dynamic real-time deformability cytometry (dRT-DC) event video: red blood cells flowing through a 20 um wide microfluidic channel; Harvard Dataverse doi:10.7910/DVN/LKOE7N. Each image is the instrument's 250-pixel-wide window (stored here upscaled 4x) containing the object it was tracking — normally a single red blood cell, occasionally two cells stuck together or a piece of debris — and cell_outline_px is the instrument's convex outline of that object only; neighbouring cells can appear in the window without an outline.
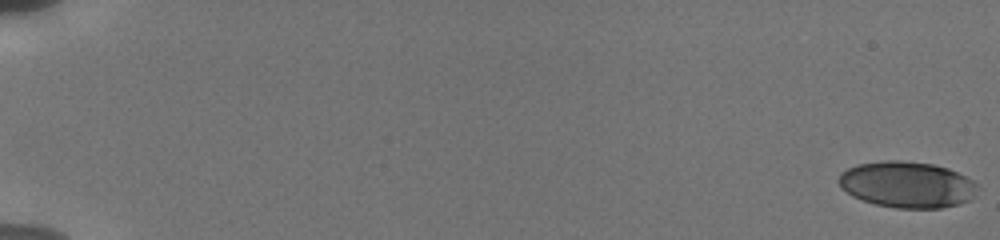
{"species": "human", "species_latin": "Homo sapiens", "temperature_condition": "cold", "stored_images_in_passage": 56, "camera_frame_rate_fps": 3000, "um_per_image_px": 0.085, "donor": {"sex": "male"}, "frame": {"image": 1, "passage_image": 1, "time_ms": 0.0, "image_size_px": [1000, 240], "cell_outline_px": [[976, 184], [972, 196], [968, 200], [960, 204], [940, 208], [896, 208], [876, 204], [852, 196], [840, 188], [836, 180], [840, 172], [856, 164], [884, 160], [900, 160], [932, 164], [948, 168], [972, 180]], "centroid_in_image_um": [77.02, 15.68], "position_along_channel_um": 8.0, "area_um2": 37.34}}
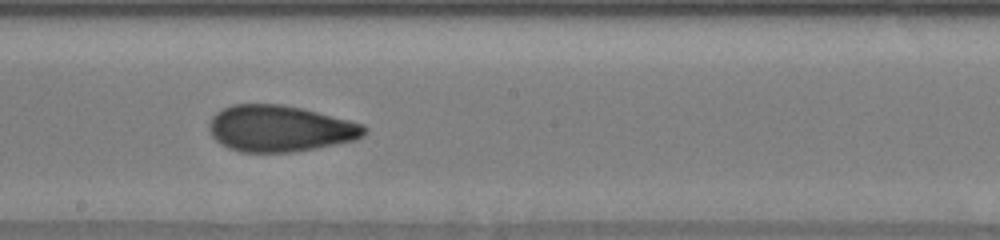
{"frame": {"image": 2, "passage_image": 34, "time_ms": 11.0, "image_size_px": [1000, 240], "cell_outline_px": [[368, 132], [364, 136], [356, 140], [316, 148], [292, 152], [240, 152], [228, 148], [220, 144], [212, 136], [208, 128], [208, 124], [212, 116], [216, 112], [232, 104], [280, 104], [300, 108], [364, 124], [368, 128]], "centroid_in_image_um": [23.79, 10.93], "position_along_channel_um": 224.4, "area_um2": 42.02}}
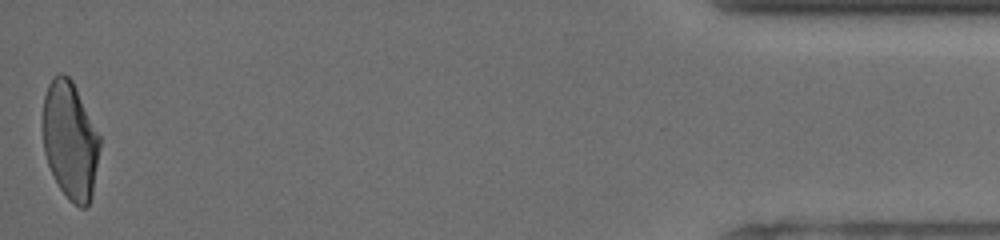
{"frame": {"image": 3, "passage_image": 56, "time_ms": 18.333, "image_size_px": [1000, 240], "cell_outline_px": [[100, 148], [92, 196], [88, 204], [84, 208], [80, 208], [68, 200], [60, 188], [48, 164], [44, 152], [44, 96], [48, 84], [60, 72], [68, 76], [72, 80], [100, 136]], "centroid_in_image_um": [5.98, 11.96], "position_along_channel_um": 429.2, "area_um2": 38.67}, "authors_computed_cell_mechanics": {"area_um2": 39.9398, "velocity_mm_per_s": 3.8392, "shape_relaxation_time_tau1_ms": 6.5166, "shape_relaxation_time_tau2_ms": 1.7916, "deformation_change_tau1": 0.1926, "deformation_change_tau2": 0.082}}